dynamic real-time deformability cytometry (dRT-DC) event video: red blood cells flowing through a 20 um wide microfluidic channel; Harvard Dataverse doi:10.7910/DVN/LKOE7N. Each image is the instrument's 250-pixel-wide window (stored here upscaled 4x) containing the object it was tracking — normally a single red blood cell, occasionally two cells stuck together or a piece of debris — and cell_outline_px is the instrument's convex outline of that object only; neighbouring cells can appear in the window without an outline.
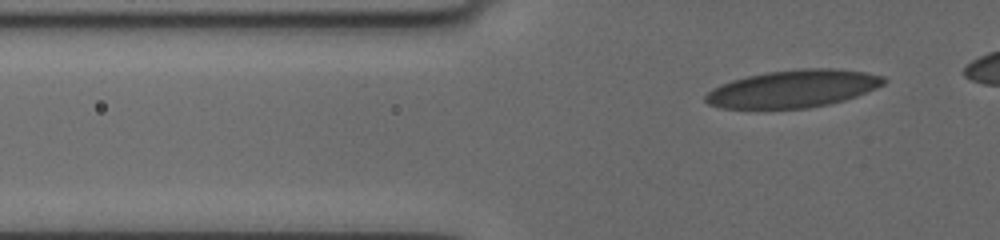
{"species": "human", "species_latin": "Homo sapiens", "temperature_condition": "cold", "stored_images_in_passage": 10, "segment_of_instrument_passage": [2, 2], "camera_frame_rate_fps": 3000, "um_per_image_px": 0.085, "donor": {"sex": "female"}, "frame": {"image": 1, "passage_image": 10, "time_ms": 10.0, "image_size_px": [1000, 240], "cell_outline_px": [[888, 80], [884, 84], [876, 88], [856, 96], [844, 100], [828, 104], [808, 108], [720, 108], [708, 104], [704, 100], [704, 96], [712, 88], [720, 84], [732, 80], [748, 76], [768, 72], [800, 68], [836, 68], [864, 72], [884, 76]], "centroid_in_image_um": [67.42, 7.53], "position_along_channel_um": 58.4, "area_um2": 38.96}}